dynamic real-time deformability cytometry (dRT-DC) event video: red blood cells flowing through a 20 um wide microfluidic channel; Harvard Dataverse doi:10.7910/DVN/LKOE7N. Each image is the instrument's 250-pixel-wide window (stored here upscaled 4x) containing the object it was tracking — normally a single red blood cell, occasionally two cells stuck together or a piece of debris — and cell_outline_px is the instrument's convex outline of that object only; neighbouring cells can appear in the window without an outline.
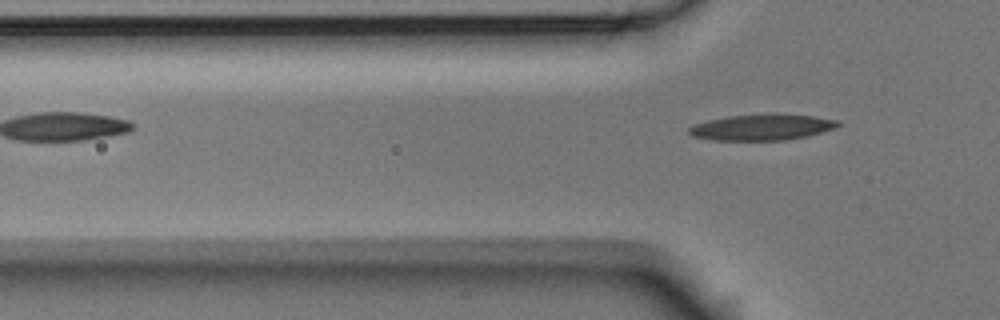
{"species": "Egyptian fruit bat (a non-hibernating species)", "species_latin": "Rousettus aegyptiacus", "temperature_condition": "room temperature", "stored_images_in_passage": 4, "camera_frame_rate_fps": 3000, "um_per_image_px": 0.085, "animal": {"sex": "male"}, "frame": {"image": 1, "passage_image": 4, "time_ms": 1.0, "image_size_px": [1000, 320], "cell_outline_px": [[840, 124], [836, 128], [804, 136], [784, 140], [712, 140], [692, 136], [688, 132], [688, 128], [696, 124], [708, 120], [728, 116], [812, 116], [836, 120]], "centroid_in_image_um": [64.69, 10.85], "position_along_channel_um": 61.1, "area_um2": 21.44}}